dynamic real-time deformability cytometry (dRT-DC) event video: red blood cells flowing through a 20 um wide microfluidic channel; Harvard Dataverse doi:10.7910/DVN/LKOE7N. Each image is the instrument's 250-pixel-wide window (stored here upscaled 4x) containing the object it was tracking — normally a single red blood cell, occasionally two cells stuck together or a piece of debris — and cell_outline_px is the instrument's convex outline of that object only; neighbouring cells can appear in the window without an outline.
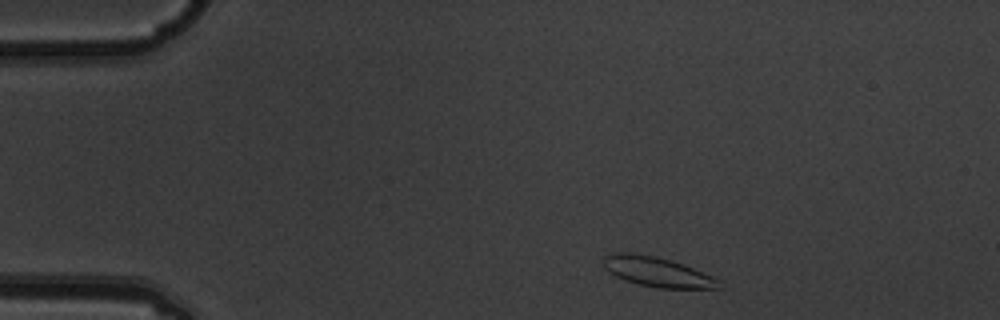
{"species": "common noctule bat (a hibernating species)", "species_latin": "Nyctalus noctula", "temperature_condition": "warm", "stored_images_in_passage": 3, "camera_frame_rate_fps": 3000, "um_per_image_px": 0.085, "animal": {"sex": "male", "body_mass_g": 19.5, "forearm_length_mm": 54.6}, "frame": {"image": 1, "passage_image": 1, "time_ms": 0.0, "image_size_px": [1000, 320], "cell_outline_px": [[724, 288], [660, 288], [640, 284], [624, 280], [608, 272], [604, 268], [604, 256], [612, 252], [628, 252], [656, 256], [672, 260], [712, 276], [720, 280]], "centroid_in_image_um": [55.86, 23.1], "position_along_channel_um": 29.1, "area_um2": 20.06}}